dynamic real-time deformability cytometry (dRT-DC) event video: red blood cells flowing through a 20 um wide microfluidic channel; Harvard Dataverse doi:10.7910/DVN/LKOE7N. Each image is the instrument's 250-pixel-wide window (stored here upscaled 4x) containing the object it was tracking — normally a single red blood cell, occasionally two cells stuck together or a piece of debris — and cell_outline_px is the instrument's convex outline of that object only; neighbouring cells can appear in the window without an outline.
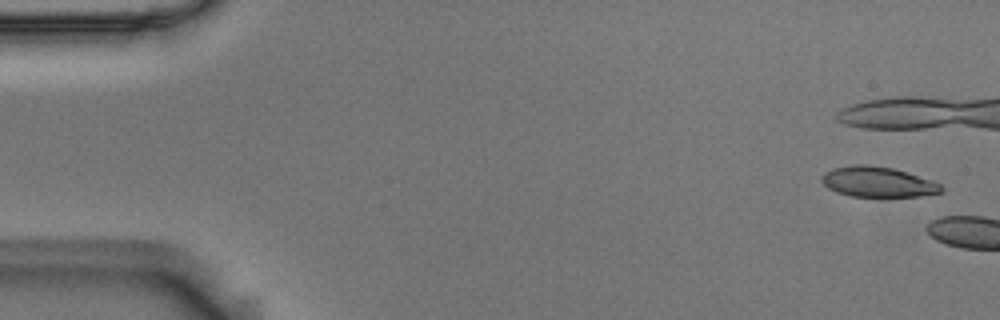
{"species": "Egyptian fruit bat (a non-hibernating species)", "species_latin": "Rousettus aegyptiacus", "temperature_condition": "room temperature", "stored_images_in_passage": 4, "camera_frame_rate_fps": 3000, "um_per_image_px": 0.085, "animal": {"sex": "male"}, "frame": {"image": 1, "passage_image": 1, "time_ms": 0.0, "image_size_px": [1000, 320], "cell_outline_px": [[944, 192], [920, 196], [852, 196], [836, 192], [828, 188], [820, 180], [820, 176], [824, 172], [832, 168], [852, 164], [868, 164], [892, 168], [940, 184], [944, 188]], "centroid_in_image_um": [74.54, 15.46], "position_along_channel_um": 10.5, "area_um2": 20.98}}